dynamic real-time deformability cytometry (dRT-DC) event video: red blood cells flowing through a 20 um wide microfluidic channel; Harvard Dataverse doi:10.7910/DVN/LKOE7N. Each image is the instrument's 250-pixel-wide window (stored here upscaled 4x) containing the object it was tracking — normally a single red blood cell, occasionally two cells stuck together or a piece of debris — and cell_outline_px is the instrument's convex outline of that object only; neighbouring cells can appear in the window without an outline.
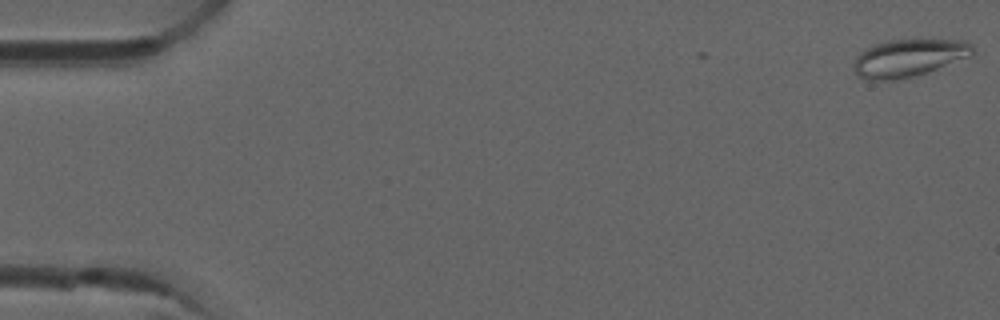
{"species": "common noctule bat (a hibernating species)", "species_latin": "Nyctalus noctula", "temperature_condition": "room temperature", "stored_images_in_passage": 3, "camera_frame_rate_fps": 3000, "um_per_image_px": 0.085, "animal": {"sex": "male", "forearm_length_mm": 52.5}, "frame": {"image": 1, "passage_image": 3, "time_ms": 0.667, "image_size_px": [1000, 320], "cell_outline_px": [[976, 52], [972, 56], [912, 76], [896, 80], [868, 80], [860, 76], [856, 72], [856, 56], [864, 48], [888, 40], [968, 40], [972, 44]], "centroid_in_image_um": [77.29, 4.9], "position_along_channel_um": 7.7, "area_um2": 25.66}}